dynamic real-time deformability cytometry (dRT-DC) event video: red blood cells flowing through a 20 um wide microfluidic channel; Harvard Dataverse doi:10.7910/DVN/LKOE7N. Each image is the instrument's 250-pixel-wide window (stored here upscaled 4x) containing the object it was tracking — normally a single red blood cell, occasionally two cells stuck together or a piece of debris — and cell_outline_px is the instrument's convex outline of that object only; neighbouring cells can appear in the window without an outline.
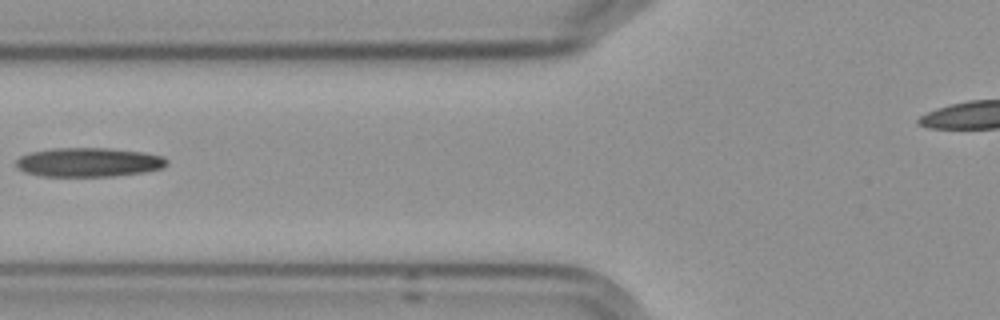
{"species": "Egyptian fruit bat (a non-hibernating species)", "species_latin": "Rousettus aegyptiacus", "temperature_condition": "cold", "stored_images_in_passage": 5, "camera_frame_rate_fps": 3000, "um_per_image_px": 0.085, "frame": {"image": 1, "passage_image": 4, "time_ms": 3.667, "image_size_px": [1000, 320], "cell_outline_px": [[168, 164], [160, 168], [144, 172], [112, 176], [40, 176], [24, 172], [16, 168], [16, 160], [20, 156], [32, 152], [52, 148], [108, 148], [144, 152], [164, 156], [168, 160]], "centroid_in_image_um": [7.53, 13.79], "position_along_channel_um": 118.3, "area_um2": 25.66}}
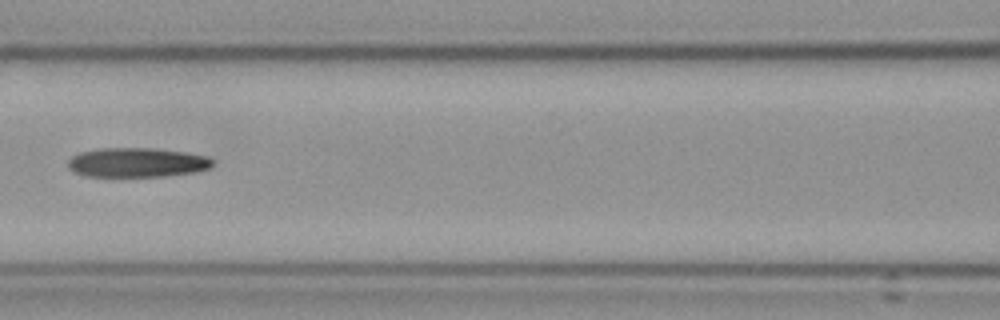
{"frame": {"image": 2, "passage_image": 5, "time_ms": 4.667, "image_size_px": [1000, 320], "cell_outline_px": [[212, 164], [208, 168], [196, 172], [164, 176], [84, 176], [68, 168], [68, 160], [72, 156], [80, 152], [96, 148], [152, 148], [184, 152], [208, 156], [212, 160]], "centroid_in_image_um": [11.61, 13.8], "position_along_channel_um": 155.0, "area_um2": 24.74}}